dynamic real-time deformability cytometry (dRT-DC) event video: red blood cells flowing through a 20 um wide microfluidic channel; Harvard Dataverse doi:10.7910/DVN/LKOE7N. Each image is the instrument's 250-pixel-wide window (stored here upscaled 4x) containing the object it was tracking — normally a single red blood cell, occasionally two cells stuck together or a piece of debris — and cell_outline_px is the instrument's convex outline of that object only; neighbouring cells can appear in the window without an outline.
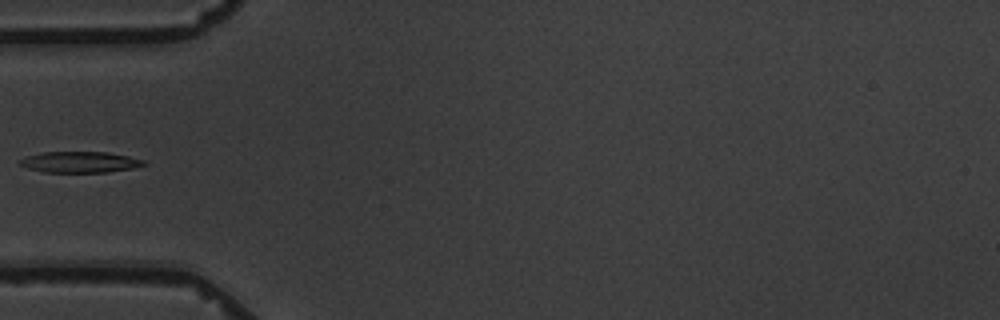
{"species": "common noctule bat (a hibernating species)", "species_latin": "Nyctalus noctula", "temperature_condition": "warm", "stored_images_in_passage": 4, "camera_frame_rate_fps": 3000, "um_per_image_px": 0.085, "animal": {"sex": "male", "body_mass_g": 19.5, "forearm_length_mm": 54.6}, "frame": {"image": 1, "passage_image": 4, "time_ms": 4.333, "image_size_px": [1000, 320], "cell_outline_px": [[148, 164], [132, 168], [108, 172], [44, 172], [28, 168], [20, 164], [16, 160], [24, 156], [44, 152], [108, 152], [128, 156], [144, 160]], "centroid_in_image_um": [6.76, 13.77], "position_along_channel_um": 78.2, "area_um2": 15.26}}